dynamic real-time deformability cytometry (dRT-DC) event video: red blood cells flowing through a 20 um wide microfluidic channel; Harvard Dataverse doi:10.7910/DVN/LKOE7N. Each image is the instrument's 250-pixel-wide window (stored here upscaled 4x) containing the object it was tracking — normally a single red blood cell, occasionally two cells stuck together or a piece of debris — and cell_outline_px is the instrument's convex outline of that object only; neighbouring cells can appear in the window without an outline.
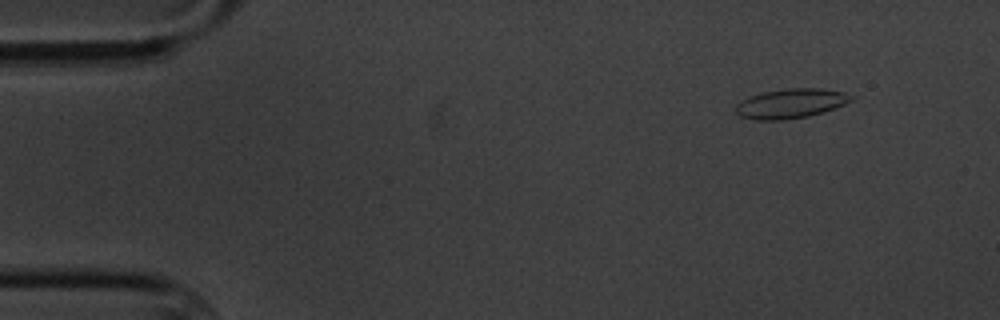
{"species": "common noctule bat (a hibernating species)", "species_latin": "Nyctalus noctula", "temperature_condition": "cold", "stored_images_in_passage": 4, "camera_frame_rate_fps": 3000, "um_per_image_px": 0.085, "animal": {"sex": "male", "body_mass_g": 20.1, "forearm_length_mm": 53.5}, "frame": {"image": 1, "passage_image": 2, "time_ms": 1.0, "image_size_px": [1000, 320], "cell_outline_px": [[856, 96], [852, 100], [844, 104], [824, 112], [808, 116], [784, 120], [752, 120], [740, 116], [736, 112], [736, 104], [740, 100], [764, 92], [788, 88], [820, 88], [844, 92]], "centroid_in_image_um": [67.22, 8.8], "position_along_channel_um": 17.8, "area_um2": 19.94}}